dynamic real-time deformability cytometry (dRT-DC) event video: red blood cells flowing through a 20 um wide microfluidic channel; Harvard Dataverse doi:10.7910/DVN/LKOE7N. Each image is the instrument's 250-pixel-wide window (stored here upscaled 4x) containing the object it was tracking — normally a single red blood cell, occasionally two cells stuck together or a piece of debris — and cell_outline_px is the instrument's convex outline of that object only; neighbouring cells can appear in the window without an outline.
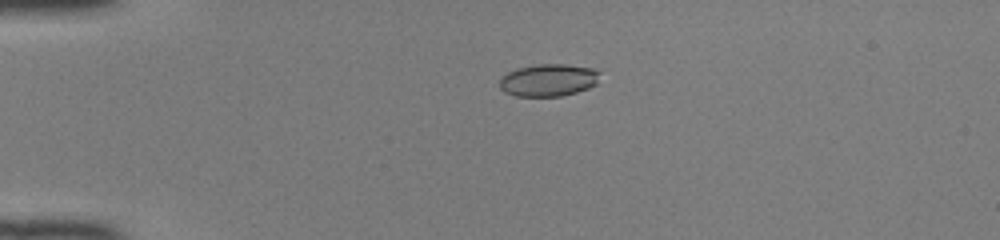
{"species": "common noctule bat (a hibernating species)", "species_latin": "Nyctalus noctula", "temperature_condition": "room temperature", "stored_images_in_passage": 12, "camera_frame_rate_fps": 3000, "um_per_image_px": 0.085, "animal": {"sex": "female", "body_mass_g": 22.0, "forearm_length_mm": 56.7}, "frame": {"image": 1, "passage_image": 1, "time_ms": 0.0, "image_size_px": [1000, 240], "cell_outline_px": [[600, 72], [596, 84], [588, 88], [576, 92], [560, 96], [516, 96], [504, 92], [500, 88], [500, 80], [508, 72], [516, 68], [540, 64], [564, 64], [596, 68]], "centroid_in_image_um": [46.63, 6.8], "position_along_channel_um": 38.4, "area_um2": 18.9}}
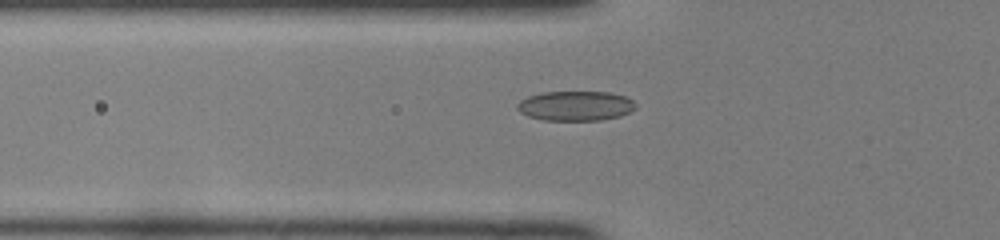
{"frame": {"image": 2, "passage_image": 7, "time_ms": 2.0, "image_size_px": [1000, 240], "cell_outline_px": [[636, 108], [620, 116], [600, 120], [544, 120], [528, 116], [520, 112], [516, 108], [516, 104], [520, 100], [528, 96], [544, 92], [608, 92], [624, 96], [632, 100], [636, 104]], "centroid_in_image_um": [48.9, 9.0], "position_along_channel_um": 76.9, "area_um2": 20.46}}
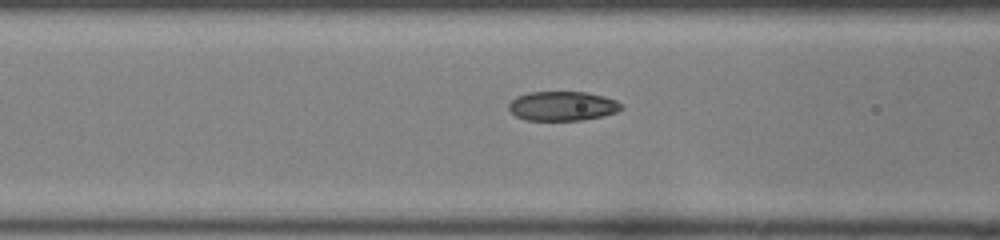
{"frame": {"image": 3, "passage_image": 10, "time_ms": 3.0, "image_size_px": [1000, 240], "cell_outline_px": [[624, 108], [616, 112], [604, 116], [584, 120], [524, 120], [516, 116], [508, 108], [508, 104], [516, 96], [528, 92], [584, 92], [604, 96], [616, 100]], "centroid_in_image_um": [47.8, 9.01], "position_along_channel_um": 118.8, "area_um2": 19.36}}